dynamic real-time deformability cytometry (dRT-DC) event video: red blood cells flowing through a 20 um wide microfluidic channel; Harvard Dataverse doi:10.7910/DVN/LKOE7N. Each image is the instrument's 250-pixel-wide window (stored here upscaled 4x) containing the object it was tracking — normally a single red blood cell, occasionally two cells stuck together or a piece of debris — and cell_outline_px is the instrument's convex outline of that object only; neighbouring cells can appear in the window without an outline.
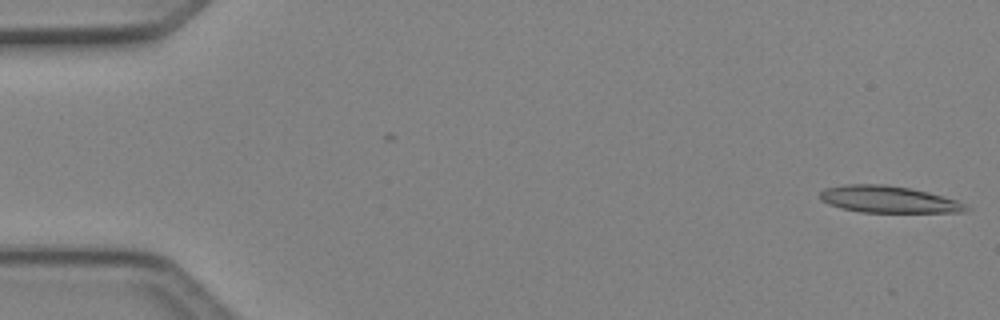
{"species": "Egyptian fruit bat (a non-hibernating species)", "species_latin": "Rousettus aegyptiacus", "temperature_condition": "cold", "stored_images_in_passage": 7, "camera_frame_rate_fps": 3000, "um_per_image_px": 0.085, "animal": {"sex": "female"}, "frame": {"image": 1, "passage_image": 1, "time_ms": 0.0, "image_size_px": [1000, 320], "cell_outline_px": [[968, 208], [964, 212], [860, 212], [840, 208], [828, 204], [820, 200], [820, 192], [824, 188], [844, 184], [884, 184], [912, 188], [928, 192], [956, 200], [964, 204]], "centroid_in_image_um": [75.45, 16.94], "position_along_channel_um": 9.5, "area_um2": 22.83}}
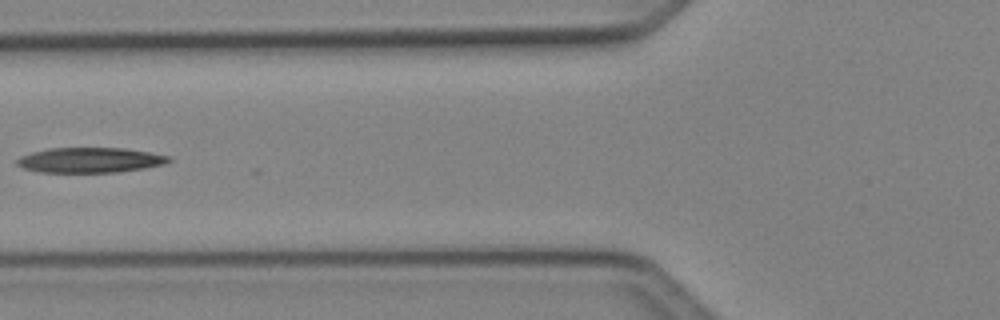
{"frame": {"image": 2, "passage_image": 6, "time_ms": 1.667, "image_size_px": [1000, 320], "cell_outline_px": [[172, 160], [164, 164], [144, 168], [116, 172], [40, 172], [24, 168], [16, 164], [16, 160], [20, 156], [32, 152], [48, 148], [124, 148], [172, 156]], "centroid_in_image_um": [7.66, 13.6], "position_along_channel_um": 118.1, "area_um2": 22.2}}
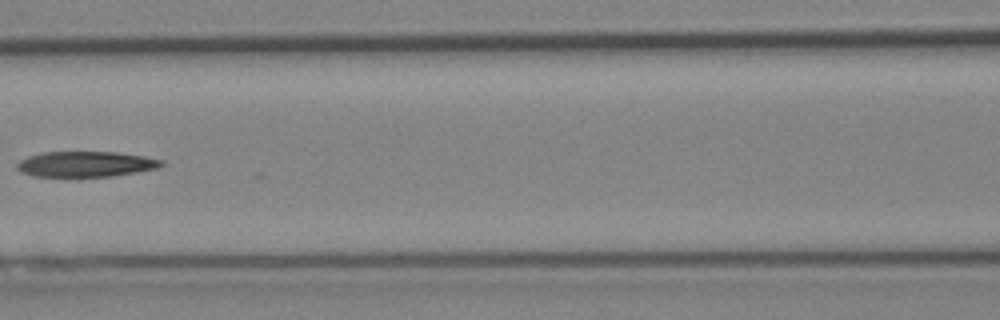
{"frame": {"image": 3, "passage_image": 7, "time_ms": 2.0, "image_size_px": [1000, 320], "cell_outline_px": [[164, 164], [156, 168], [136, 172], [112, 176], [32, 176], [20, 172], [16, 168], [16, 164], [20, 160], [28, 156], [44, 152], [116, 152], [144, 156], [164, 160]], "centroid_in_image_um": [7.26, 13.94], "position_along_channel_um": 159.3, "area_um2": 21.39}}